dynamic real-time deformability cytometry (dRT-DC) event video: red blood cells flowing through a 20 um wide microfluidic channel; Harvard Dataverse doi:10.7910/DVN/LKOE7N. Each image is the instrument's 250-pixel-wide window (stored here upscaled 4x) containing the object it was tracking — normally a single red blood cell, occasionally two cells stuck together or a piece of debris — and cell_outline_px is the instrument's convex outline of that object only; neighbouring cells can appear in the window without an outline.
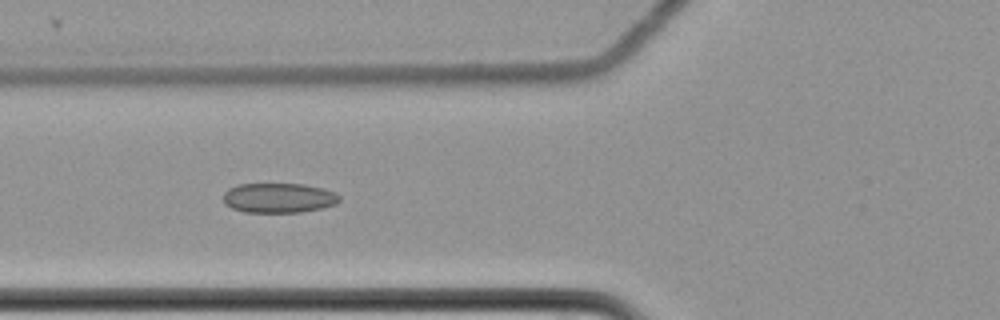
{"species": "common noctule bat (a hibernating species)", "species_latin": "Nyctalus noctula", "temperature_condition": "cold", "stored_images_in_passage": 9, "camera_frame_rate_fps": 3000, "um_per_image_px": 0.085, "animal": {"sex": "female", "body_mass_g": 22.7, "forearm_length_mm": 54.2}, "frame": {"image": 1, "passage_image": 8, "time_ms": 2.333, "image_size_px": [1000, 320], "cell_outline_px": [[340, 200], [336, 204], [324, 208], [300, 212], [244, 212], [232, 208], [224, 204], [224, 192], [228, 188], [236, 184], [304, 184], [324, 188], [336, 192], [340, 196]], "centroid_in_image_um": [23.71, 16.82], "position_along_channel_um": 102.1, "area_um2": 20.4}}
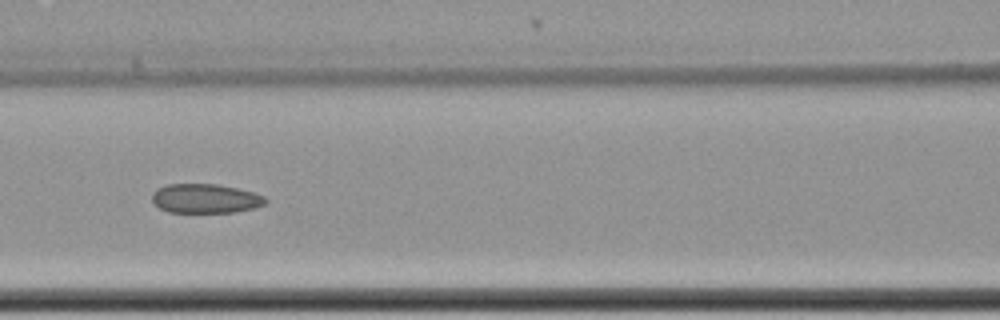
{"frame": {"image": 2, "passage_image": 9, "time_ms": 2.667, "image_size_px": [1000, 320], "cell_outline_px": [[268, 200], [264, 204], [256, 208], [236, 212], [168, 212], [160, 208], [152, 200], [152, 192], [156, 188], [168, 184], [216, 184], [236, 188], [252, 192], [264, 196]], "centroid_in_image_um": [17.45, 16.87], "position_along_channel_um": 149.1, "area_um2": 19.36}}